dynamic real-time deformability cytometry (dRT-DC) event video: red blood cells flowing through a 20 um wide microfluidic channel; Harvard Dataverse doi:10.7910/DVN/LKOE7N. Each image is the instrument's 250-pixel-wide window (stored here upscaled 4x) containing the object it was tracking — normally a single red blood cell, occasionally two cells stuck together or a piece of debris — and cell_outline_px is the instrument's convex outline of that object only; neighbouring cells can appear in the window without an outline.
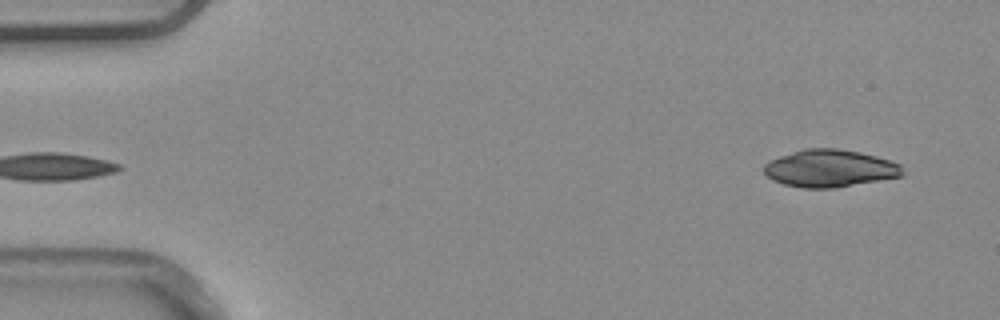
{"species": "common noctule bat (a hibernating species)", "species_latin": "Nyctalus noctula", "temperature_condition": "warm", "stored_images_in_passage": 5, "camera_frame_rate_fps": 3000, "um_per_image_px": 0.085, "animal": {"sex": "male", "body_mass_g": 20.4}, "frame": {"image": 1, "passage_image": 5, "time_ms": 1.333, "image_size_px": [1000, 320], "cell_outline_px": [[904, 176], [832, 188], [804, 188], [784, 184], [772, 180], [764, 172], [764, 164], [780, 156], [804, 148], [840, 148], [860, 152], [876, 156], [900, 164], [904, 172]], "centroid_in_image_um": [70.55, 14.31], "position_along_channel_um": 14.5, "area_um2": 30.11}}